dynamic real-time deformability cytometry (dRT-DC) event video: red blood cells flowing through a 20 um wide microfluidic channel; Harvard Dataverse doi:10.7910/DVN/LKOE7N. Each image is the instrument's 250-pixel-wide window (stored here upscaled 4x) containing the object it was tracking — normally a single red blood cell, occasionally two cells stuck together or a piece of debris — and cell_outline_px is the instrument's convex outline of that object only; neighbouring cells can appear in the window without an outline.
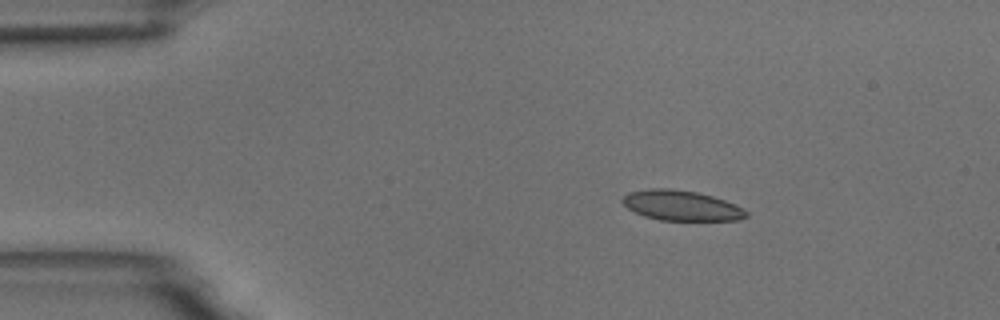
{"species": "common noctule bat (a hibernating species)", "species_latin": "Nyctalus noctula", "temperature_condition": "room temperature", "stored_images_in_passage": 30, "camera_frame_rate_fps": 3000, "um_per_image_px": 0.085, "animal": {"sex": "male", "body_mass_g": 18.8}, "frame": {"image": 1, "passage_image": 1, "time_ms": 0.0, "image_size_px": [1000, 320], "cell_outline_px": [[748, 216], [740, 220], [660, 220], [644, 216], [628, 208], [620, 200], [628, 192], [648, 188], [672, 188], [696, 192], [712, 196], [736, 204], [748, 212]], "centroid_in_image_um": [57.91, 17.46], "position_along_channel_um": 27.1, "area_um2": 21.79}}
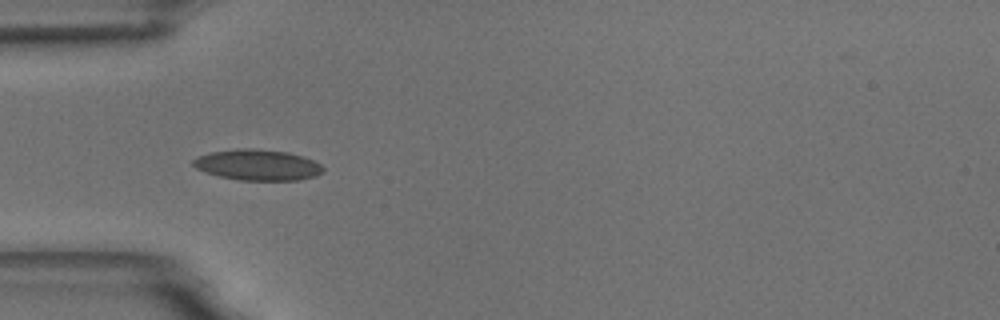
{"frame": {"image": 2, "passage_image": 9, "time_ms": 2.667, "image_size_px": [1000, 320], "cell_outline_px": [[324, 172], [316, 176], [300, 180], [240, 180], [220, 176], [196, 168], [192, 164], [192, 160], [196, 156], [212, 152], [236, 148], [252, 148], [288, 152], [304, 156], [320, 164], [324, 168]], "centroid_in_image_um": [21.92, 14.01], "position_along_channel_um": 63.1, "area_um2": 23.41}}
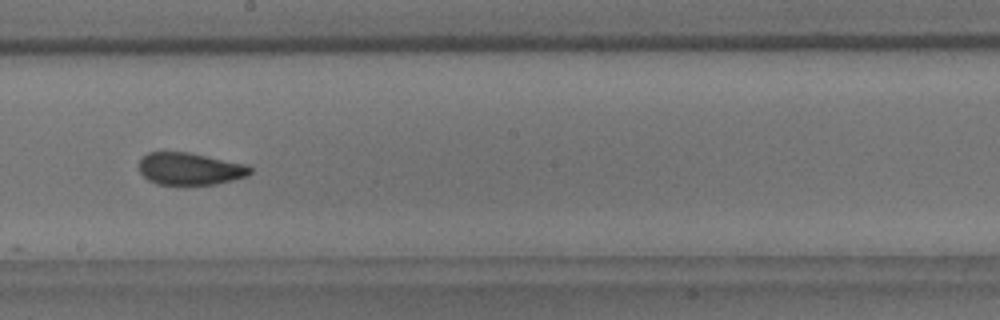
{"frame": {"image": 3, "passage_image": 23, "time_ms": 7.333, "image_size_px": [1000, 320], "cell_outline_px": [[252, 172], [248, 176], [216, 184], [156, 184], [148, 180], [140, 172], [140, 156], [148, 152], [188, 152], [248, 164], [252, 168]], "centroid_in_image_um": [16.16, 14.34], "position_along_channel_um": 232.0, "area_um2": 20.98}}